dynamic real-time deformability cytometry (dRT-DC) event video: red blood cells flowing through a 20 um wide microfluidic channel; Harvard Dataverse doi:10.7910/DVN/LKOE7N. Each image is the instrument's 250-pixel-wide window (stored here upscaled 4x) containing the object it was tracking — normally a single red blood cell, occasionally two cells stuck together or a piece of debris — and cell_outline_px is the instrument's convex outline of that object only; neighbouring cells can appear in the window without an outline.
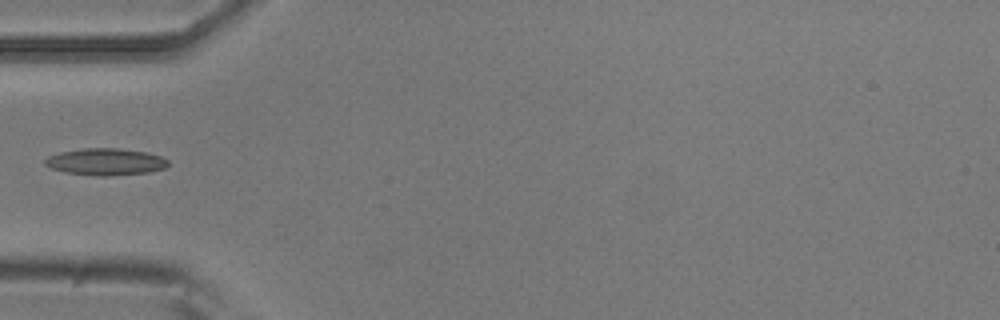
{"species": "common noctule bat (a hibernating species)", "species_latin": "Nyctalus noctula", "temperature_condition": "room temperature", "stored_images_in_passage": 5, "camera_frame_rate_fps": 3000, "um_per_image_px": 0.085, "animal": {"sex": "male", "body_mass_g": 20.5, "forearm_length_mm": 52.5}, "frame": {"image": 1, "passage_image": 5, "time_ms": 1.333, "image_size_px": [1000, 320], "cell_outline_px": [[168, 164], [164, 168], [148, 172], [108, 176], [100, 176], [64, 172], [52, 168], [44, 164], [44, 160], [48, 156], [60, 152], [84, 148], [116, 148], [144, 152], [160, 156], [168, 160]], "centroid_in_image_um": [8.95, 13.75], "position_along_channel_um": 76.1, "area_um2": 19.07}}